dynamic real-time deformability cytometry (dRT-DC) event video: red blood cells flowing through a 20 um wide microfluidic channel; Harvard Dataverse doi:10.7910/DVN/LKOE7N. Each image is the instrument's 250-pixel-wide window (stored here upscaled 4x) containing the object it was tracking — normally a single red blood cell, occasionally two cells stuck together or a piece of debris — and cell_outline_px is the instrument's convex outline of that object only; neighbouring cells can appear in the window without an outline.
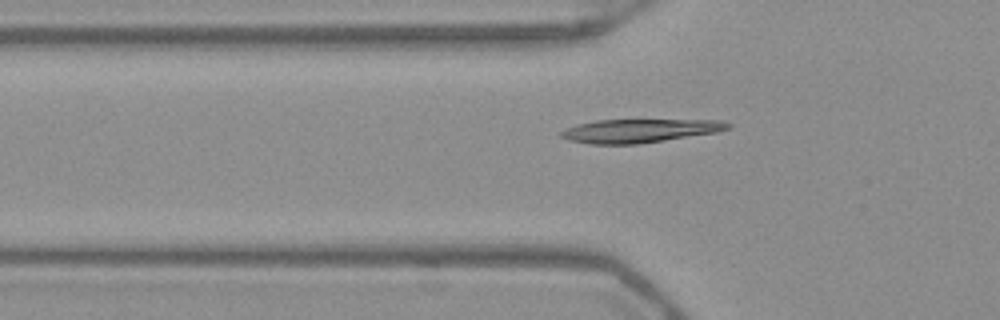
{"species": "Egyptian fruit bat (a non-hibernating species)", "species_latin": "Rousettus aegyptiacus", "temperature_condition": "warm", "stored_images_in_passage": 52, "camera_frame_rate_fps": 3000, "um_per_image_px": 0.085, "frame": {"image": 1, "passage_image": 18, "time_ms": 5.667, "image_size_px": [1000, 320], "cell_outline_px": [[732, 128], [716, 132], [636, 144], [588, 144], [568, 140], [560, 136], [560, 132], [568, 128], [580, 124], [596, 120], [720, 120], [732, 124]], "centroid_in_image_um": [54.37, 11.11], "position_along_channel_um": 71.4, "area_um2": 22.6}}
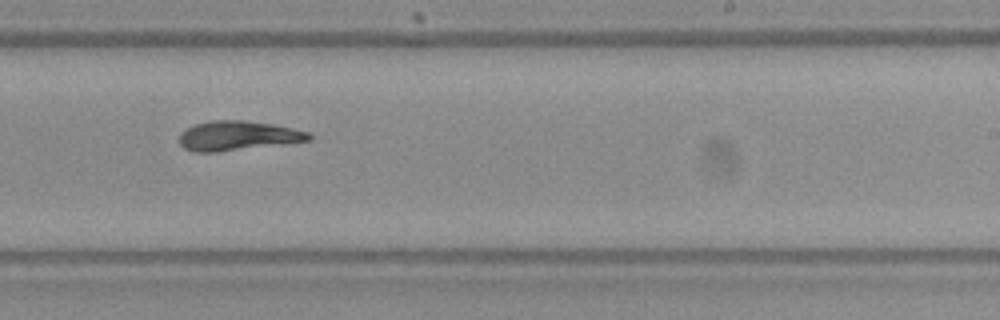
{"frame": {"image": 2, "passage_image": 33, "time_ms": 10.667, "image_size_px": [1000, 320], "cell_outline_px": [[312, 140], [216, 152], [192, 152], [184, 148], [180, 144], [180, 132], [196, 124], [208, 120], [244, 120], [272, 124], [312, 132]], "centroid_in_image_um": [20.22, 11.53], "position_along_channel_um": 268.8, "area_um2": 22.25}}
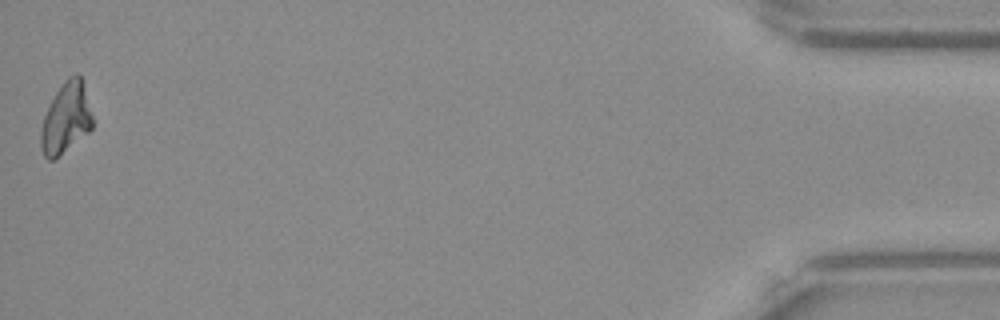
{"frame": {"image": 3, "passage_image": 52, "time_ms": 17.0, "image_size_px": [1000, 320], "cell_outline_px": [[92, 128], [88, 132], [52, 160], [48, 160], [44, 156], [40, 148], [40, 128], [44, 116], [56, 92], [64, 80], [68, 76], [76, 72], [80, 76], [92, 116]], "centroid_in_image_um": [5.57, 10.04], "position_along_channel_um": 429.6, "area_um2": 20.81}, "authors_computed_cell_mechanics": {"area_um2": 22.1952, "velocity_mm_per_s": 3.9408, "shape_relaxation_time_tau1_ms": null, "shape_relaxation_time_tau2_ms": 2.1941, "deformation_change_tau1": null, "deformation_change_tau2": 0.0776}}